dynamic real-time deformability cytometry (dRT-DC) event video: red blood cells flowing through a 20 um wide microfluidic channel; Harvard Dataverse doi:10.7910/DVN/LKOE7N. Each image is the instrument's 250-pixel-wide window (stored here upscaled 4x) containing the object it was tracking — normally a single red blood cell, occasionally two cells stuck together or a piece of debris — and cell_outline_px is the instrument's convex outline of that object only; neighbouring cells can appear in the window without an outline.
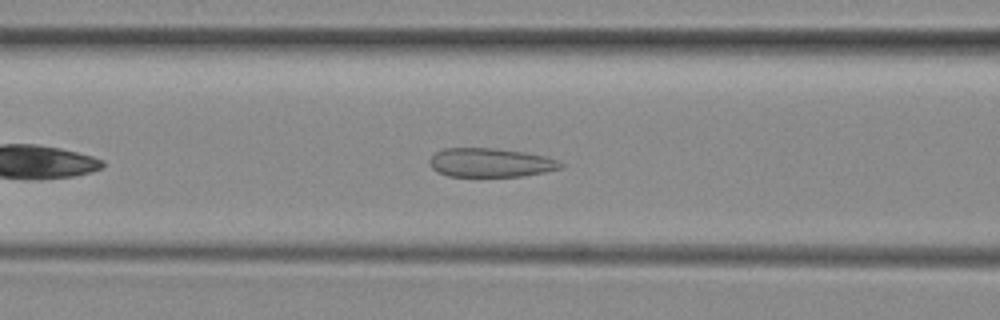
{"species": "common noctule bat (a hibernating species)", "species_latin": "Nyctalus noctula", "temperature_condition": "room temperature", "stored_images_in_passage": 33, "camera_frame_rate_fps": 3000, "um_per_image_px": 0.085, "animal": {"sex": "female", "body_mass_g": 29.2, "forearm_length_mm": 56.3}, "frame": {"image": 1, "passage_image": 9, "time_ms": 2.667, "image_size_px": [1000, 320], "cell_outline_px": [[564, 164], [560, 168], [544, 172], [524, 176], [448, 176], [436, 172], [428, 164], [428, 160], [436, 152], [444, 148], [496, 148], [524, 152], [548, 156]], "centroid_in_image_um": [41.66, 13.82], "position_along_channel_um": 124.9, "area_um2": 22.2}}
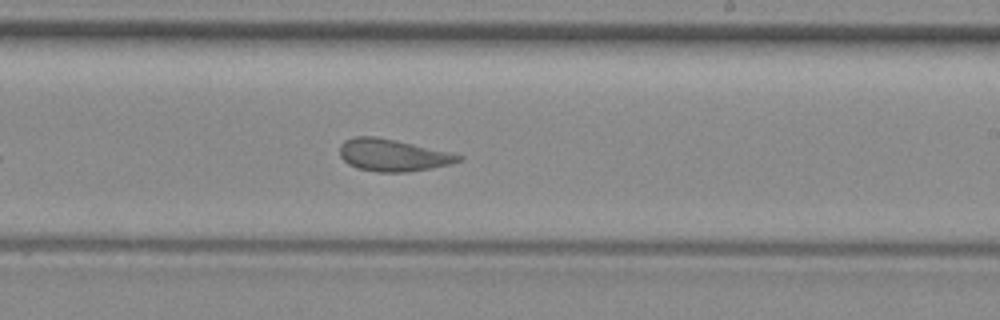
{"frame": {"image": 2, "passage_image": 19, "time_ms": 6.0, "image_size_px": [1000, 320], "cell_outline_px": [[464, 156], [460, 160], [448, 164], [432, 168], [408, 172], [376, 172], [356, 168], [348, 164], [340, 156], [340, 144], [344, 140], [352, 136], [376, 136], [448, 152]], "centroid_in_image_um": [33.31, 13.19], "position_along_channel_um": 255.7, "area_um2": 22.08}}
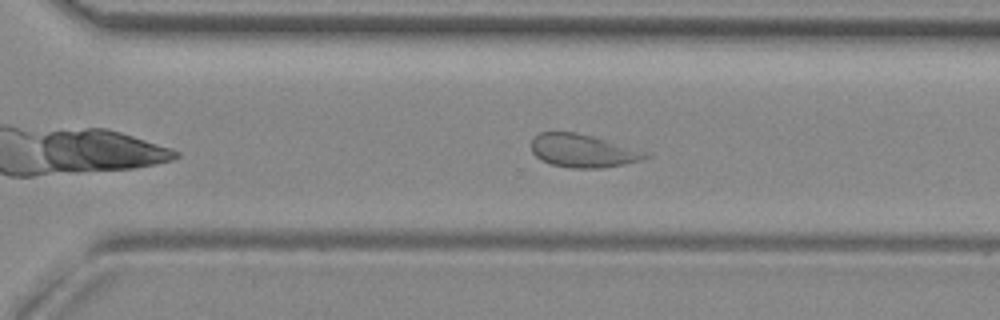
{"frame": {"image": 3, "passage_image": 24, "time_ms": 7.667, "image_size_px": [1000, 320], "cell_outline_px": [[652, 156], [640, 160], [624, 164], [600, 168], [572, 168], [552, 164], [540, 160], [532, 152], [532, 136], [540, 132], [576, 132], [592, 136], [652, 152]], "centroid_in_image_um": [49.58, 12.81], "position_along_channel_um": 321.0, "area_um2": 22.25}, "authors_computed_cell_mechanics": {"area_um2": 22.4264, "velocity_mm_per_s": 3.9321, "shape_relaxation_time_tau1_ms": null, "shape_relaxation_time_tau2_ms": 1.3374, "deformation_change_tau1": null, "deformation_change_tau2": 0.0805}}